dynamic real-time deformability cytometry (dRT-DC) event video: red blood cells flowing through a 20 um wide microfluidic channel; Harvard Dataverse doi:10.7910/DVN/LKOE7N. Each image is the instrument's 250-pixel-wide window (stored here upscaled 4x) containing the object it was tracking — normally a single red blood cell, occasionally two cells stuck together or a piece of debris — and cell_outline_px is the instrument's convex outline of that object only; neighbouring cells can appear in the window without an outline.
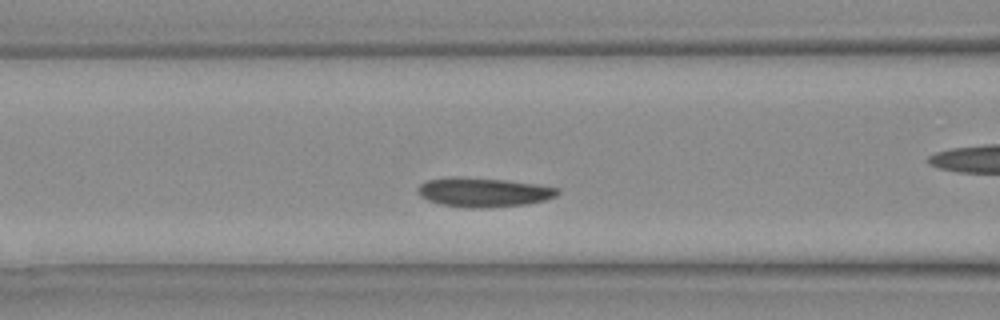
{"species": "Egyptian fruit bat (a non-hibernating species)", "species_latin": "Rousettus aegyptiacus", "temperature_condition": "warm", "stored_images_in_passage": 17, "camera_frame_rate_fps": 3000, "um_per_image_px": 0.085, "animal": {"sex": "female"}, "frame": {"image": 1, "passage_image": 6, "time_ms": 1.667, "image_size_px": [1000, 320], "cell_outline_px": [[560, 192], [556, 196], [544, 200], [528, 204], [484, 208], [468, 208], [440, 204], [428, 200], [420, 196], [416, 188], [420, 184], [428, 180], [504, 180], [536, 184], [560, 188]], "centroid_in_image_um": [41.18, 16.4], "position_along_channel_um": 125.4, "area_um2": 22.77}}